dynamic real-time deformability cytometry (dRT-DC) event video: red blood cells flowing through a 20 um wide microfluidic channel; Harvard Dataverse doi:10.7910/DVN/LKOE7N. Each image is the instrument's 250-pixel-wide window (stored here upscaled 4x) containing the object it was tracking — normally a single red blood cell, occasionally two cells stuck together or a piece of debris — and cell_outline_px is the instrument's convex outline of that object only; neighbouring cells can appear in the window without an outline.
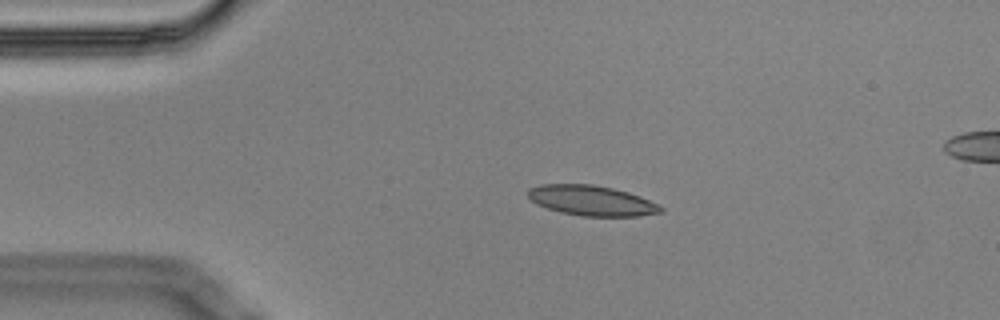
{"species": "Egyptian fruit bat (a non-hibernating species)", "species_latin": "Rousettus aegyptiacus", "temperature_condition": "cold", "stored_images_in_passage": 4, "camera_frame_rate_fps": 3000, "um_per_image_px": 0.085, "animal": {"sex": "male"}, "frame": {"image": 1, "passage_image": 2, "time_ms": 0.333, "image_size_px": [1000, 320], "cell_outline_px": [[664, 212], [636, 216], [580, 216], [560, 212], [536, 204], [528, 196], [528, 188], [540, 184], [592, 184], [612, 188], [628, 192], [640, 196], [660, 204], [664, 208]], "centroid_in_image_um": [50.31, 17.05], "position_along_channel_um": 34.7, "area_um2": 23.47}}